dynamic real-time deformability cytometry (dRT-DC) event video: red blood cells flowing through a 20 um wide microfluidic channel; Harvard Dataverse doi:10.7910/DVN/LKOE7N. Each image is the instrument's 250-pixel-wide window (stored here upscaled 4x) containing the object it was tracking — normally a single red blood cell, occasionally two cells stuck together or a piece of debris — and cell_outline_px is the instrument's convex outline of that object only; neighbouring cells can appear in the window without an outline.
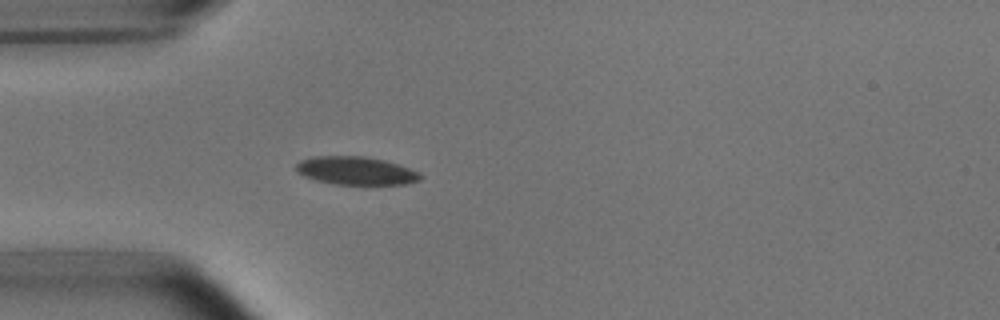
{"species": "common noctule bat (a hibernating species)", "species_latin": "Nyctalus noctula", "temperature_condition": "room temperature", "stored_images_in_passage": 52, "camera_frame_rate_fps": 3000, "um_per_image_px": 0.085, "animal": {"sex": "male", "body_mass_g": 15.6}, "frame": {"image": 1, "passage_image": 14, "time_ms": 4.333, "image_size_px": [1000, 320], "cell_outline_px": [[424, 176], [420, 180], [408, 184], [364, 188], [332, 184], [316, 180], [304, 176], [296, 172], [296, 164], [300, 160], [312, 156], [364, 156], [384, 160], [420, 172]], "centroid_in_image_um": [30.3, 14.57], "position_along_channel_um": 54.7, "area_um2": 21.56}}
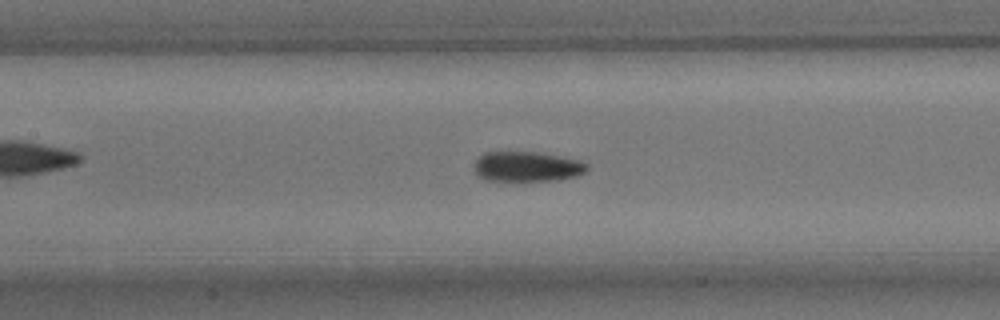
{"frame": {"image": 2, "passage_image": 23, "time_ms": 7.333, "image_size_px": [1000, 320], "cell_outline_px": [[588, 168], [580, 176], [560, 180], [520, 184], [516, 184], [484, 180], [476, 176], [476, 160], [484, 152], [536, 152], [580, 160], [588, 164]], "centroid_in_image_um": [44.8, 14.23], "position_along_channel_um": 162.6, "area_um2": 20.87}}
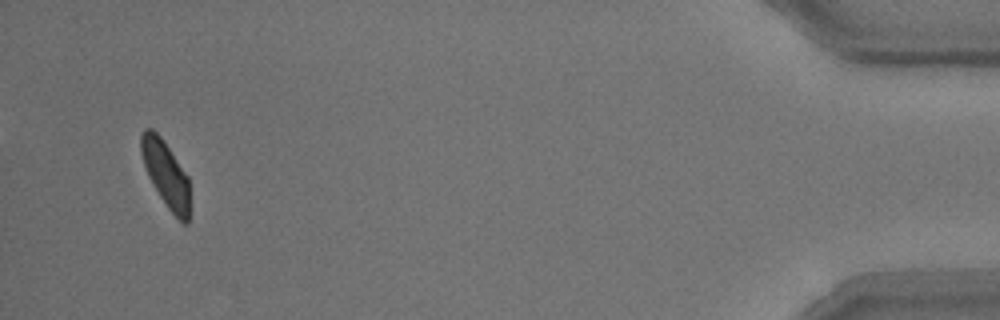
{"frame": {"image": 3, "passage_image": 50, "time_ms": 16.333, "image_size_px": [1000, 320], "cell_outline_px": [[188, 224], [184, 224], [168, 208], [160, 196], [148, 176], [140, 152], [140, 136], [144, 128], [152, 128], [160, 136], [188, 176]], "centroid_in_image_um": [14.06, 14.74], "position_along_channel_um": 421.1, "area_um2": 18.32}, "authors_computed_cell_mechanics": {"area_um2": 20.0566, "velocity_mm_per_s": 3.7519, "shape_relaxation_time_tau1_ms": 3.9009, "shape_relaxation_time_tau2_ms": 3.1032, "deformation_change_tau1": 0.1228, "deformation_change_tau2": 0.0753}}